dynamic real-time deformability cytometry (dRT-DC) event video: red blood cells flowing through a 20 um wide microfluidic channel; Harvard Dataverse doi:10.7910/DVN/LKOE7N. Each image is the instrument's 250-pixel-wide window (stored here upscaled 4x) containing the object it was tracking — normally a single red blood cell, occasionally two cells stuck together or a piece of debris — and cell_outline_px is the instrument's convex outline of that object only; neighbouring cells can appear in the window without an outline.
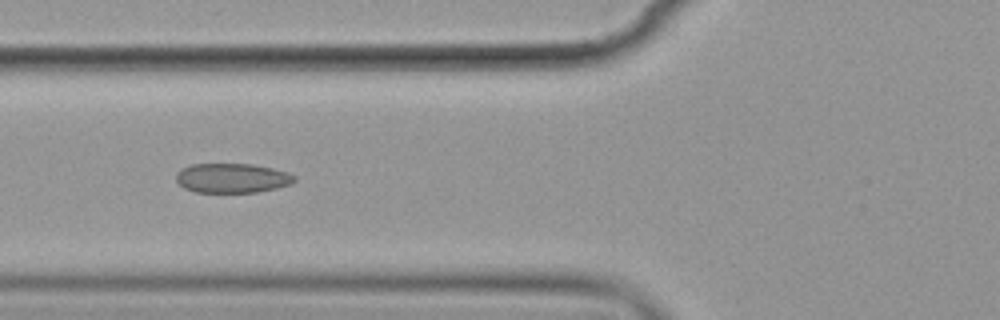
{"species": "common noctule bat (a hibernating species)", "species_latin": "Nyctalus noctula", "temperature_condition": "cold", "stored_images_in_passage": 8, "camera_frame_rate_fps": 3000, "um_per_image_px": 0.085, "animal": {"sex": "female", "body_mass_g": 19.9}, "frame": {"image": 1, "passage_image": 7, "time_ms": 7.0, "image_size_px": [1000, 320], "cell_outline_px": [[296, 180], [292, 184], [276, 188], [256, 192], [196, 192], [184, 188], [176, 180], [176, 172], [192, 164], [252, 164], [272, 168], [288, 172], [296, 176]], "centroid_in_image_um": [19.76, 15.13], "position_along_channel_um": 106.0, "area_um2": 20.35}}
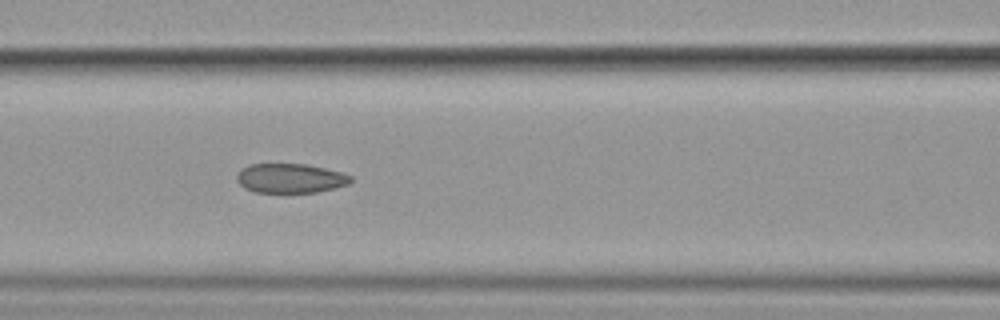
{"frame": {"image": 2, "passage_image": 8, "time_ms": 8.0, "image_size_px": [1000, 320], "cell_outline_px": [[352, 180], [348, 184], [336, 188], [316, 192], [256, 192], [244, 188], [236, 180], [236, 176], [248, 164], [304, 164], [324, 168], [340, 172], [352, 176]], "centroid_in_image_um": [24.68, 15.15], "position_along_channel_um": 141.9, "area_um2": 19.36}}